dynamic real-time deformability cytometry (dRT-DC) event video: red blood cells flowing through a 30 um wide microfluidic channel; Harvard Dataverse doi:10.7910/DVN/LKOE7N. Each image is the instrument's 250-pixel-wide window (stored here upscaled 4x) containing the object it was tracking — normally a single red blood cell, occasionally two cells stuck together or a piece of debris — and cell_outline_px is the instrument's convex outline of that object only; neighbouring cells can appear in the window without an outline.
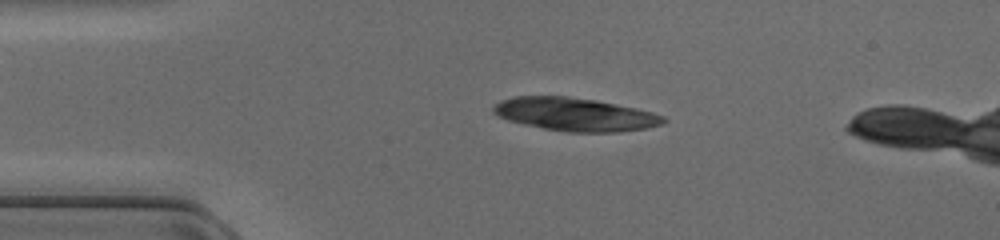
{"species": "common noctule bat (a hibernating species)", "species_latin": "Nyctalus noctula", "temperature_condition": "cold", "stored_images_in_passage": 44, "camera_frame_rate_fps": 3000, "um_per_image_px": 0.085, "animal": {"sex": "female", "body_mass_g": 17.0, "forearm_length_mm": 48.0}, "frame": {"image": 1, "passage_image": 9, "time_ms": 2.667, "image_size_px": [1000, 240], "cell_outline_px": [[668, 120], [660, 124], [648, 128], [616, 132], [568, 132], [544, 128], [508, 120], [492, 112], [492, 108], [500, 100], [516, 96], [564, 96], [592, 100], [636, 108], [652, 112], [664, 116]], "centroid_in_image_um": [48.89, 9.72], "position_along_channel_um": 36.1, "area_um2": 32.48}}
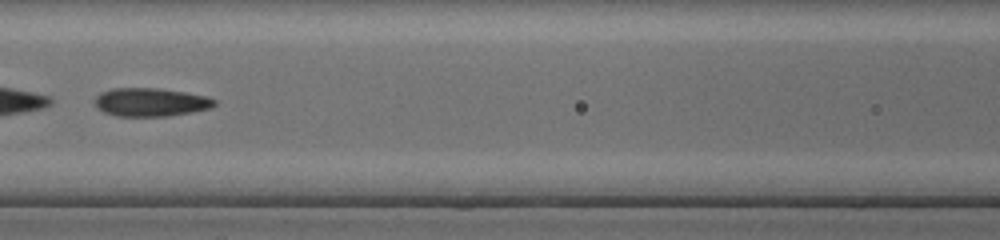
{"frame": {"image": 2, "passage_image": 20, "time_ms": 6.333, "image_size_px": [1000, 240], "cell_outline_px": [[216, 104], [208, 108], [168, 116], [116, 116], [104, 112], [96, 104], [96, 96], [100, 92], [112, 88], [156, 88], [184, 92], [204, 96], [216, 100]], "centroid_in_image_um": [12.77, 8.68], "position_along_channel_um": 153.8, "area_um2": 19.42}}
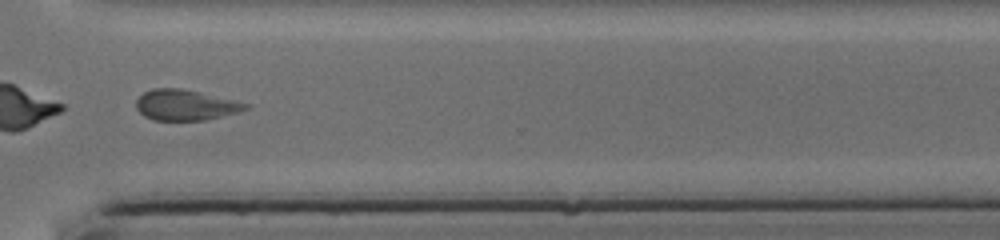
{"frame": {"image": 3, "passage_image": 34, "time_ms": 11.0, "image_size_px": [1000, 240], "cell_outline_px": [[252, 104], [248, 108], [236, 112], [204, 120], [152, 120], [144, 116], [136, 108], [136, 100], [144, 92], [152, 88], [180, 88], [200, 92]], "centroid_in_image_um": [15.74, 8.92], "position_along_channel_um": 354.9, "area_um2": 19.42}}